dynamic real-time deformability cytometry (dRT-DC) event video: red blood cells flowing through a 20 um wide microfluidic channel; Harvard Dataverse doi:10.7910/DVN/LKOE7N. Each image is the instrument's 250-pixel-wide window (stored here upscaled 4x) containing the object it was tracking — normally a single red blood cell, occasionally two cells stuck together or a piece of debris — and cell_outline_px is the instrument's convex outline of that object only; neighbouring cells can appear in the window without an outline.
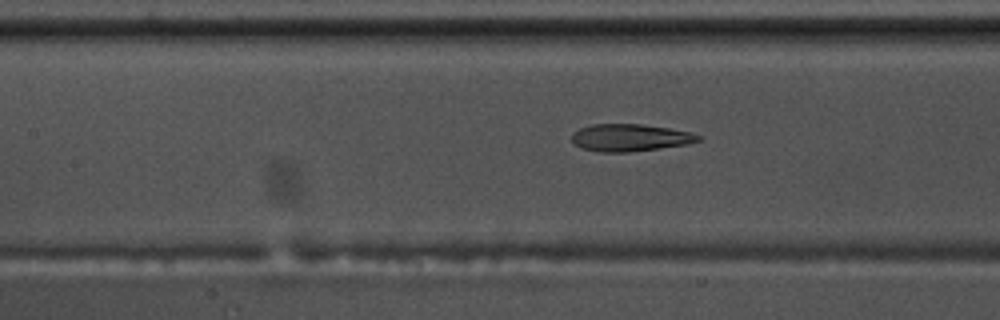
{"species": "common noctule bat (a hibernating species)", "species_latin": "Nyctalus noctula", "temperature_condition": "warm", "stored_images_in_passage": 57, "camera_frame_rate_fps": 3000, "um_per_image_px": 0.085, "animal": {"sex": "male", "body_mass_g": 17.5, "forearm_length_mm": 52.3}, "frame": {"image": 1, "passage_image": 26, "time_ms": 8.333, "image_size_px": [1000, 320], "cell_outline_px": [[700, 140], [688, 144], [628, 152], [600, 152], [580, 148], [572, 144], [572, 132], [580, 128], [592, 124], [640, 124], [668, 128], [688, 132], [700, 136]], "centroid_in_image_um": [53.47, 11.7], "position_along_channel_um": 153.9, "area_um2": 20.0}}
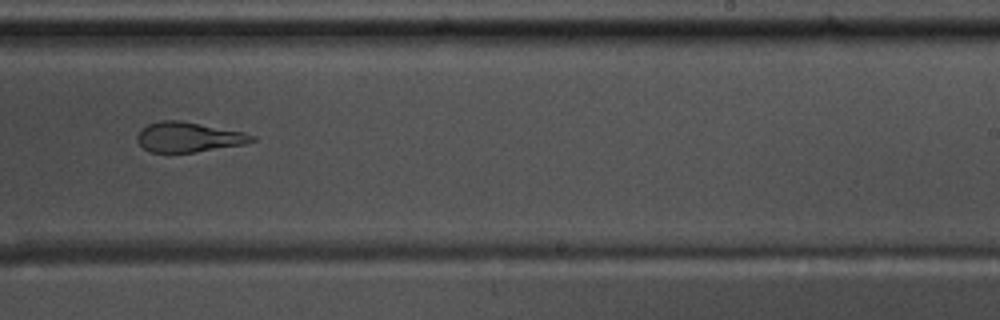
{"frame": {"image": 2, "passage_image": 36, "time_ms": 11.667, "image_size_px": [1000, 320], "cell_outline_px": [[256, 140], [244, 144], [196, 152], [152, 152], [144, 148], [136, 140], [136, 136], [140, 128], [148, 124], [160, 120], [180, 120], [240, 132], [256, 136]], "centroid_in_image_um": [15.97, 11.65], "position_along_channel_um": 273.0, "area_um2": 19.83}}
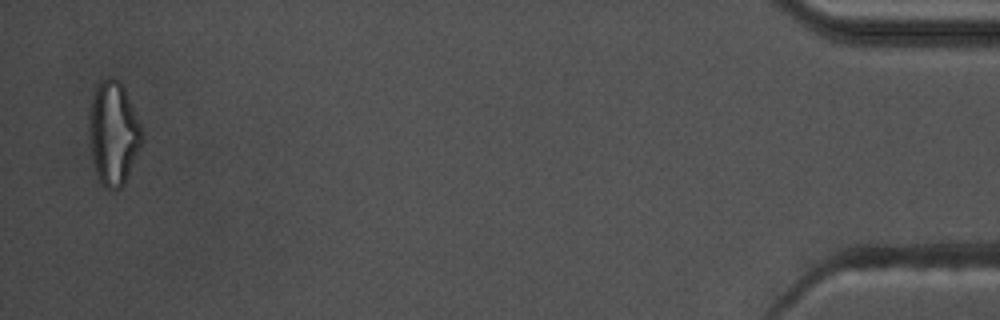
{"frame": {"image": 3, "passage_image": 56, "time_ms": 18.333, "image_size_px": [1000, 320], "cell_outline_px": [[144, 140], [124, 184], [116, 192], [104, 188], [96, 172], [92, 160], [88, 132], [88, 108], [92, 96], [100, 80], [108, 76], [112, 76], [124, 88], [140, 124]], "centroid_in_image_um": [9.61, 11.34], "position_along_channel_um": 425.6, "area_um2": 32.25}, "authors_computed_cell_mechanics": {"area_um2": 21.675, "velocity_mm_per_s": 3.5957, "shape_relaxation_time_tau1_ms": null, "shape_relaxation_time_tau2_ms": 2.227, "deformation_change_tau1": null, "deformation_change_tau2": 0.1059}}